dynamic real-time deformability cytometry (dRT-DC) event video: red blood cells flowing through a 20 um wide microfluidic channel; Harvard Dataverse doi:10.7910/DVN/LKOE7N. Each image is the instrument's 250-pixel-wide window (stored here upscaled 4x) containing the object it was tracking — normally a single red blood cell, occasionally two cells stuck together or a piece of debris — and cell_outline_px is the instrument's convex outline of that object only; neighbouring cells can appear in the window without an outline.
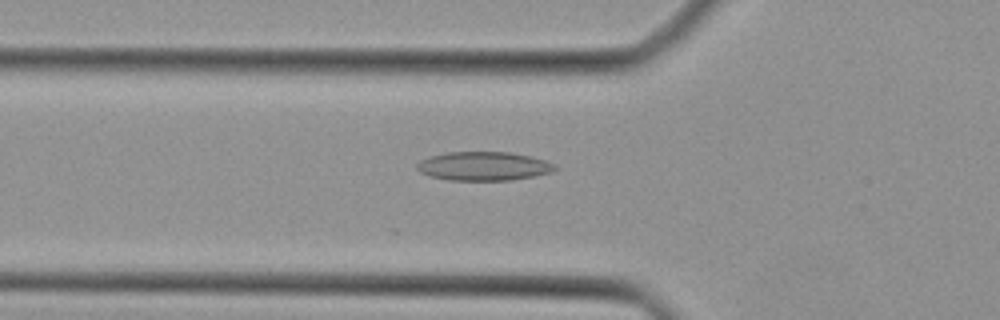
{"species": "Egyptian fruit bat (a non-hibernating species)", "species_latin": "Rousettus aegyptiacus", "temperature_condition": "cold", "stored_images_in_passage": 39, "camera_frame_rate_fps": 3000, "um_per_image_px": 0.085, "animal": {"sex": "female"}, "frame": {"image": 1, "passage_image": 13, "time_ms": 4.0, "image_size_px": [1000, 320], "cell_outline_px": [[556, 168], [552, 172], [532, 176], [508, 180], [448, 180], [432, 176], [420, 172], [416, 168], [416, 164], [420, 160], [428, 156], [448, 152], [512, 152], [544, 160], [556, 164]], "centroid_in_image_um": [41.08, 14.11], "position_along_channel_um": 84.7, "area_um2": 23.06}}
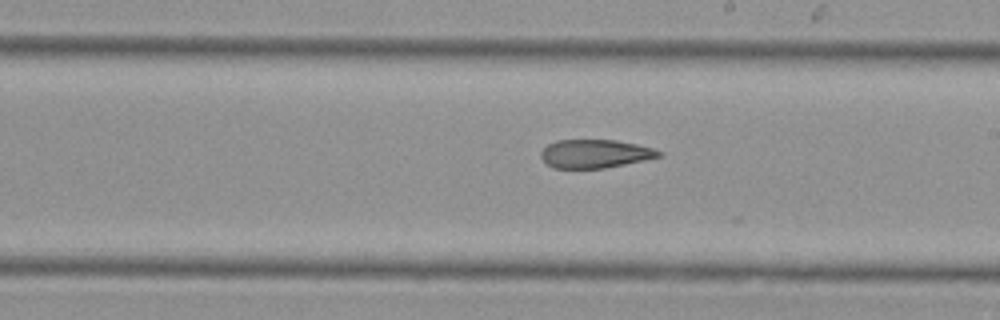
{"frame": {"image": 2, "passage_image": 23, "time_ms": 7.333, "image_size_px": [1000, 320], "cell_outline_px": [[664, 152], [660, 156], [644, 160], [604, 168], [552, 168], [540, 156], [540, 152], [548, 144], [556, 140], [616, 140], [636, 144], [652, 148]], "centroid_in_image_um": [50.56, 13.06], "position_along_channel_um": 238.4, "area_um2": 19.42}}
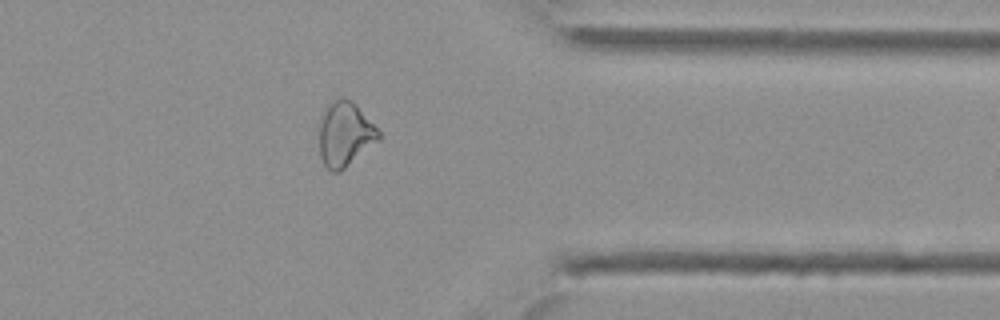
{"frame": {"image": 3, "passage_image": 33, "time_ms": 10.667, "image_size_px": [1000, 320], "cell_outline_px": [[380, 140], [340, 172], [332, 172], [324, 164], [320, 156], [320, 124], [324, 112], [328, 104], [332, 100], [340, 96], [344, 96], [356, 104], [380, 132]], "centroid_in_image_um": [29.33, 11.4], "position_along_channel_um": 382.1, "area_um2": 22.31}}